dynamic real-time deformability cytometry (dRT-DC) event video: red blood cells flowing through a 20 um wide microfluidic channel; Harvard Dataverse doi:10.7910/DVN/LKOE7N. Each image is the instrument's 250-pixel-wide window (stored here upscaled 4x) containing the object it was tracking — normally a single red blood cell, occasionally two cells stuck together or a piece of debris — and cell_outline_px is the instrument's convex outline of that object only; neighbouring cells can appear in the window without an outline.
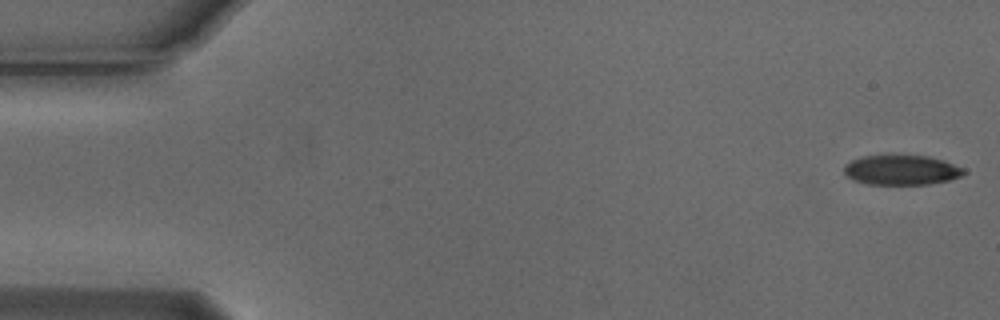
{"species": "Egyptian fruit bat (a non-hibernating species)", "species_latin": "Rousettus aegyptiacus", "temperature_condition": "cold", "stored_images_in_passage": 54, "camera_frame_rate_fps": 3000, "um_per_image_px": 0.085, "animal": {"sex": "male"}, "frame": {"image": 1, "passage_image": 1, "time_ms": 0.0, "image_size_px": [1000, 320], "cell_outline_px": [[968, 172], [960, 176], [948, 180], [928, 184], [868, 184], [852, 180], [844, 172], [844, 164], [852, 160], [864, 156], [888, 152], [928, 156], [944, 160], [964, 168]], "centroid_in_image_um": [76.61, 14.4], "position_along_channel_um": 8.4, "area_um2": 21.62}}
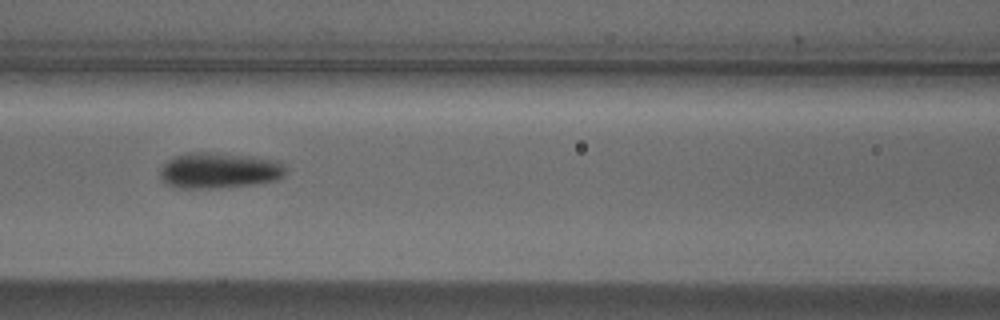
{"frame": {"image": 2, "passage_image": 23, "time_ms": 7.333, "image_size_px": [1000, 320], "cell_outline_px": [[288, 172], [284, 176], [276, 180], [256, 184], [212, 188], [176, 188], [164, 184], [160, 176], [160, 168], [168, 160], [176, 156], [188, 152], [216, 152], [252, 156], [276, 160], [284, 164]], "centroid_in_image_um": [18.63, 14.48], "position_along_channel_um": 148.0, "area_um2": 26.59}}
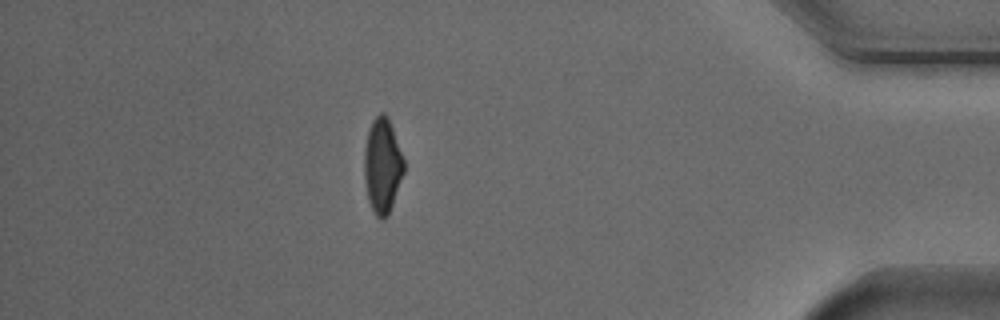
{"frame": {"image": 3, "passage_image": 47, "time_ms": 15.333, "image_size_px": [1000, 320], "cell_outline_px": [[404, 172], [388, 216], [384, 220], [380, 220], [376, 216], [368, 200], [364, 176], [364, 148], [368, 132], [372, 120], [380, 112], [384, 112], [388, 116], [404, 160]], "centroid_in_image_um": [32.5, 14.08], "position_along_channel_um": 402.7, "area_um2": 21.96}, "authors_computed_cell_mechanics": {"area_um2": 23.4668, "velocity_mm_per_s": 3.7741, "shape_relaxation_time_tau1_ms": 2.9591, "shape_relaxation_time_tau2_ms": 4.3146, "deformation_change_tau1": 0.1292, "deformation_change_tau2": 0.1052}}